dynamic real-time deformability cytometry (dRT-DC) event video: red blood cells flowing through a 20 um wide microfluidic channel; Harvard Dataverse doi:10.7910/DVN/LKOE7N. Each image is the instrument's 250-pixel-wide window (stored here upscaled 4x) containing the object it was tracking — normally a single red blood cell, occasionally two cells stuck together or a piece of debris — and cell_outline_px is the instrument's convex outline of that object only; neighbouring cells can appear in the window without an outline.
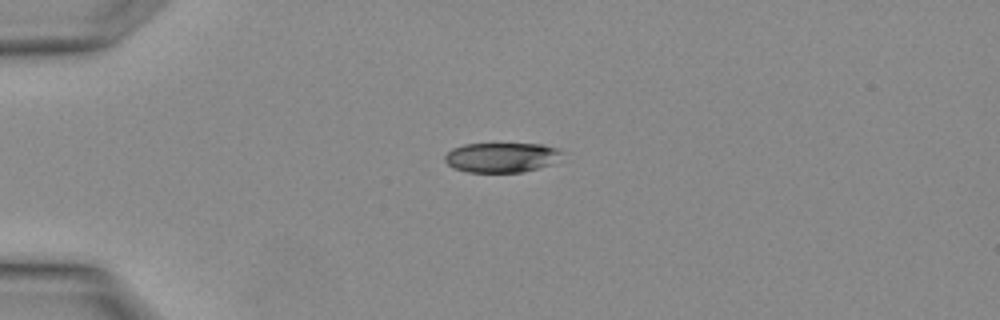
{"species": "Egyptian fruit bat (a non-hibernating species)", "species_latin": "Rousettus aegyptiacus", "temperature_condition": "warm", "stored_images_in_passage": 3, "camera_frame_rate_fps": 3000, "um_per_image_px": 0.085, "animal": {"sex": "female"}, "frame": {"image": 1, "passage_image": 3, "time_ms": 0.667, "image_size_px": [1000, 320], "cell_outline_px": [[560, 152], [552, 164], [524, 172], [468, 172], [452, 168], [444, 160], [444, 156], [452, 148], [464, 144], [544, 144], [556, 148]], "centroid_in_image_um": [42.56, 13.38], "position_along_channel_um": 42.4, "area_um2": 20.17}}